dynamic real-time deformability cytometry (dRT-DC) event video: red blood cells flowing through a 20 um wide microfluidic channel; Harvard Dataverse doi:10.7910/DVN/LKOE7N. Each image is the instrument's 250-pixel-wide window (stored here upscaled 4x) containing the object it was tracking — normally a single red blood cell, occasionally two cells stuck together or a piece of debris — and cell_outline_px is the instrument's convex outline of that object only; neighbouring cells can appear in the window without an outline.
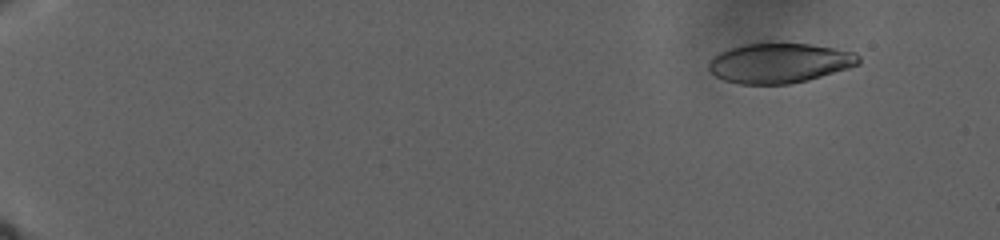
{"species": "human", "species_latin": "Homo sapiens", "temperature_condition": "warm", "stored_images_in_passage": 91, "camera_frame_rate_fps": 3000, "um_per_image_px": 0.085, "donor": {"sex": "male"}, "frame": {"image": 1, "passage_image": 1, "time_ms": 0.0, "image_size_px": [1000, 240], "cell_outline_px": [[860, 64], [848, 68], [808, 80], [788, 84], [740, 84], [724, 80], [708, 72], [708, 60], [712, 56], [720, 52], [744, 44], [760, 40], [812, 44], [856, 52], [860, 56]], "centroid_in_image_um": [66.23, 5.32], "position_along_channel_um": 18.8, "area_um2": 35.78}}
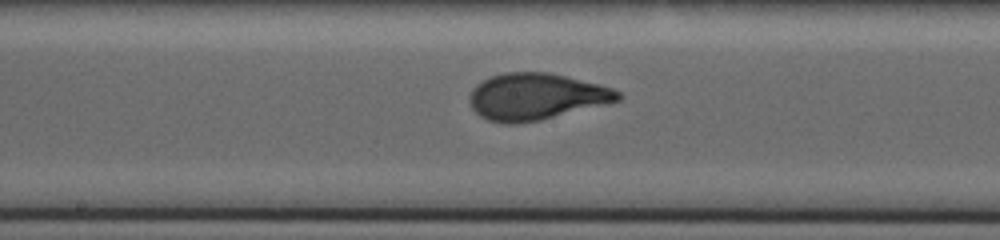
{"frame": {"image": 2, "passage_image": 49, "time_ms": 19.667, "image_size_px": [1000, 240], "cell_outline_px": [[624, 96], [620, 100], [540, 120], [520, 124], [504, 124], [488, 120], [480, 116], [472, 108], [468, 100], [468, 96], [472, 88], [476, 84], [492, 76], [504, 72], [548, 72], [600, 84], [612, 88], [620, 92]], "centroid_in_image_um": [45.54, 8.21], "position_along_channel_um": 202.7, "area_um2": 40.4}}
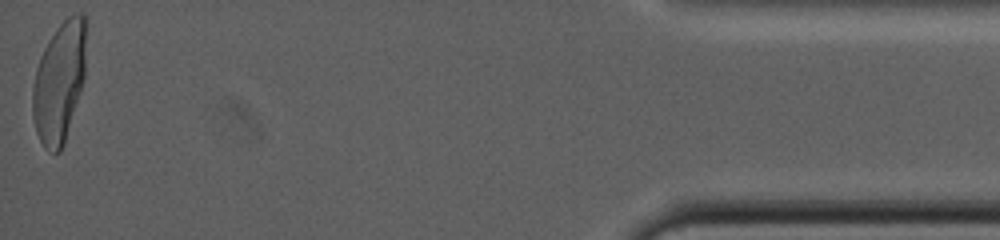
{"frame": {"image": 3, "passage_image": 91, "time_ms": 35.667, "image_size_px": [1000, 240], "cell_outline_px": [[84, 80], [64, 144], [60, 152], [48, 152], [44, 148], [36, 132], [32, 116], [32, 88], [36, 68], [40, 56], [48, 40], [56, 28], [72, 12], [80, 12], [84, 16]], "centroid_in_image_um": [5.01, 7.01], "position_along_channel_um": 430.2, "area_um2": 37.45}}